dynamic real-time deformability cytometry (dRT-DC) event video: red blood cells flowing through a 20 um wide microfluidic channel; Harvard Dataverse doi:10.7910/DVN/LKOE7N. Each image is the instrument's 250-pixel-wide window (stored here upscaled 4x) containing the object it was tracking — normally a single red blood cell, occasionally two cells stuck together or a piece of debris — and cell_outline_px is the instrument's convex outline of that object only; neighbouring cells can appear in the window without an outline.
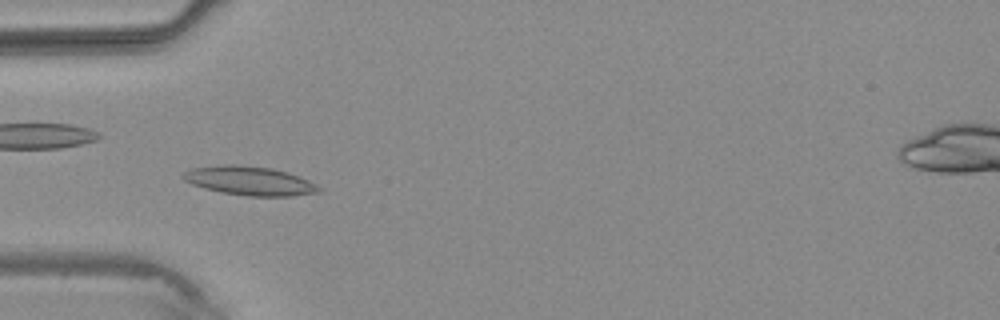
{"species": "common noctule bat (a hibernating species)", "species_latin": "Nyctalus noctula", "temperature_condition": "warm", "stored_images_in_passage": 3, "camera_frame_rate_fps": 3000, "um_per_image_px": 0.085, "animal": {"sex": "male", "body_mass_g": 20.4}, "frame": {"image": 1, "passage_image": 2, "time_ms": 1.333, "image_size_px": [1000, 320], "cell_outline_px": [[324, 188], [320, 192], [292, 196], [248, 196], [220, 192], [204, 188], [192, 184], [184, 180], [180, 176], [184, 172], [192, 168], [224, 164], [236, 164], [272, 168], [288, 172], [308, 180]], "centroid_in_image_um": [21.23, 15.37], "position_along_channel_um": 63.8, "area_um2": 23.06}}